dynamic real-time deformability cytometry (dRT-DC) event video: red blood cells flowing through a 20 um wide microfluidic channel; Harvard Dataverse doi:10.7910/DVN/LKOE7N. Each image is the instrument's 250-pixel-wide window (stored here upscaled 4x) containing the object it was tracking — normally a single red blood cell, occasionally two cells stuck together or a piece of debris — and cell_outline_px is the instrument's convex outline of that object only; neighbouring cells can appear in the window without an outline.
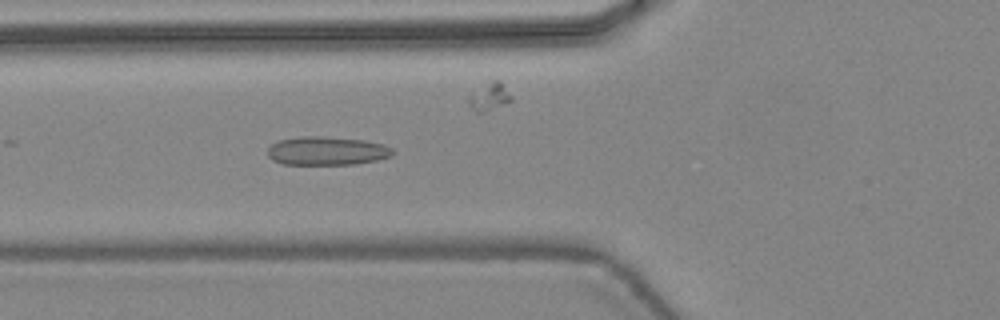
{"species": "common noctule bat (a hibernating species)", "species_latin": "Nyctalus noctula", "temperature_condition": "warm", "stored_images_in_passage": 37, "camera_frame_rate_fps": 3000, "um_per_image_px": 0.085, "animal": {"sex": "female", "body_mass_g": 24.6, "forearm_length_mm": 56.2}, "frame": {"image": 1, "passage_image": 8, "time_ms": 2.333, "image_size_px": [1000, 320], "cell_outline_px": [[392, 156], [376, 160], [356, 164], [284, 164], [272, 160], [268, 156], [268, 148], [276, 140], [300, 136], [324, 136], [364, 140], [384, 144], [392, 148]], "centroid_in_image_um": [27.76, 12.81], "position_along_channel_um": 98.0, "area_um2": 20.92}}
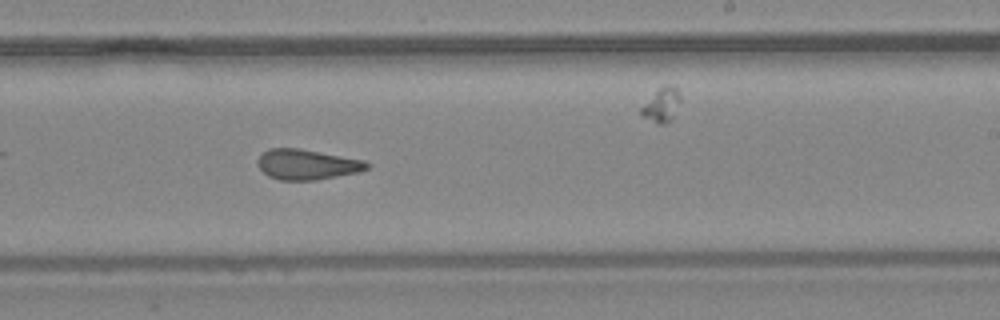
{"frame": {"image": 2, "passage_image": 19, "time_ms": 6.0, "image_size_px": [1000, 320], "cell_outline_px": [[372, 164], [368, 168], [360, 172], [316, 180], [280, 180], [268, 176], [256, 164], [256, 160], [268, 148], [300, 148], [364, 160]], "centroid_in_image_um": [26.11, 13.98], "position_along_channel_um": 262.9, "area_um2": 19.42}}
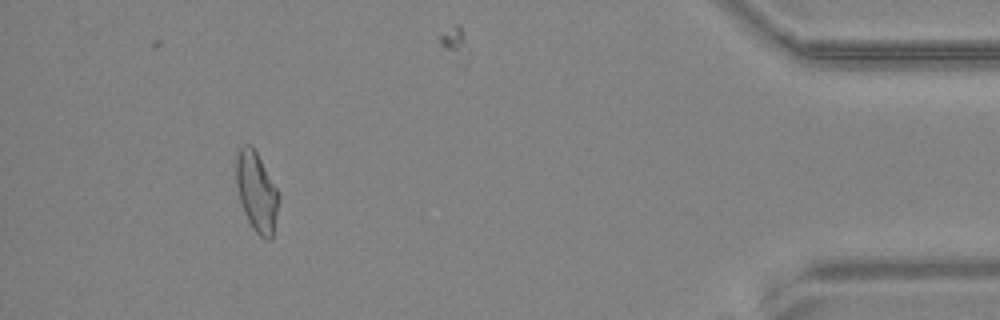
{"frame": {"image": 3, "passage_image": 33, "time_ms": 10.667, "image_size_px": [1000, 320], "cell_outline_px": [[280, 200], [272, 236], [268, 240], [260, 236], [252, 228], [244, 212], [240, 200], [236, 184], [236, 156], [240, 144], [252, 144], [276, 188], [280, 196]], "centroid_in_image_um": [21.8, 16.27], "position_along_channel_um": 413.4, "area_um2": 19.71}}